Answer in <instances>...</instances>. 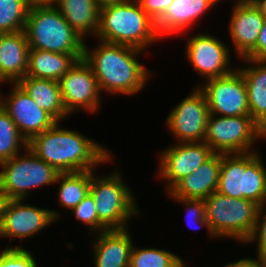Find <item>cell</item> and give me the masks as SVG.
Here are the masks:
<instances>
[{"instance_id":"cell-37","label":"cell","mask_w":266,"mask_h":267,"mask_svg":"<svg viewBox=\"0 0 266 267\" xmlns=\"http://www.w3.org/2000/svg\"><path fill=\"white\" fill-rule=\"evenodd\" d=\"M9 201V197L0 188V226L3 221L5 210Z\"/></svg>"},{"instance_id":"cell-32","label":"cell","mask_w":266,"mask_h":267,"mask_svg":"<svg viewBox=\"0 0 266 267\" xmlns=\"http://www.w3.org/2000/svg\"><path fill=\"white\" fill-rule=\"evenodd\" d=\"M174 199H176L180 203L187 206L186 207V213L188 216H190L189 219H191L195 225L198 224V226H200V227L206 226L210 237H212V236L214 237V235L210 231V227H209L208 221L206 219L204 199H192V198H174ZM187 223L190 225L189 221ZM194 224H192V226ZM194 229H196V228H194Z\"/></svg>"},{"instance_id":"cell-41","label":"cell","mask_w":266,"mask_h":267,"mask_svg":"<svg viewBox=\"0 0 266 267\" xmlns=\"http://www.w3.org/2000/svg\"><path fill=\"white\" fill-rule=\"evenodd\" d=\"M257 0H242V4H254Z\"/></svg>"},{"instance_id":"cell-23","label":"cell","mask_w":266,"mask_h":267,"mask_svg":"<svg viewBox=\"0 0 266 267\" xmlns=\"http://www.w3.org/2000/svg\"><path fill=\"white\" fill-rule=\"evenodd\" d=\"M17 83L57 122L69 116L63 103L59 81L24 76Z\"/></svg>"},{"instance_id":"cell-11","label":"cell","mask_w":266,"mask_h":267,"mask_svg":"<svg viewBox=\"0 0 266 267\" xmlns=\"http://www.w3.org/2000/svg\"><path fill=\"white\" fill-rule=\"evenodd\" d=\"M209 115L206 97L198 87L173 108L166 124L179 143L203 142Z\"/></svg>"},{"instance_id":"cell-12","label":"cell","mask_w":266,"mask_h":267,"mask_svg":"<svg viewBox=\"0 0 266 267\" xmlns=\"http://www.w3.org/2000/svg\"><path fill=\"white\" fill-rule=\"evenodd\" d=\"M60 91L67 113L84 109L89 113L98 110L101 93L91 67L82 58L60 78Z\"/></svg>"},{"instance_id":"cell-21","label":"cell","mask_w":266,"mask_h":267,"mask_svg":"<svg viewBox=\"0 0 266 267\" xmlns=\"http://www.w3.org/2000/svg\"><path fill=\"white\" fill-rule=\"evenodd\" d=\"M213 6L208 0H173L164 15L156 22L159 36L186 31Z\"/></svg>"},{"instance_id":"cell-6","label":"cell","mask_w":266,"mask_h":267,"mask_svg":"<svg viewBox=\"0 0 266 267\" xmlns=\"http://www.w3.org/2000/svg\"><path fill=\"white\" fill-rule=\"evenodd\" d=\"M205 214L214 237H230L246 243L251 236L259 205L248 199H236L213 192L204 199Z\"/></svg>"},{"instance_id":"cell-26","label":"cell","mask_w":266,"mask_h":267,"mask_svg":"<svg viewBox=\"0 0 266 267\" xmlns=\"http://www.w3.org/2000/svg\"><path fill=\"white\" fill-rule=\"evenodd\" d=\"M55 183L59 186V205L72 210L89 193L91 184V170L59 173Z\"/></svg>"},{"instance_id":"cell-27","label":"cell","mask_w":266,"mask_h":267,"mask_svg":"<svg viewBox=\"0 0 266 267\" xmlns=\"http://www.w3.org/2000/svg\"><path fill=\"white\" fill-rule=\"evenodd\" d=\"M27 144L16 124L0 105V163L20 154V146L26 149Z\"/></svg>"},{"instance_id":"cell-14","label":"cell","mask_w":266,"mask_h":267,"mask_svg":"<svg viewBox=\"0 0 266 267\" xmlns=\"http://www.w3.org/2000/svg\"><path fill=\"white\" fill-rule=\"evenodd\" d=\"M0 105L27 142L57 122L49 113L41 109L18 83H14L10 94L5 99L0 95Z\"/></svg>"},{"instance_id":"cell-24","label":"cell","mask_w":266,"mask_h":267,"mask_svg":"<svg viewBox=\"0 0 266 267\" xmlns=\"http://www.w3.org/2000/svg\"><path fill=\"white\" fill-rule=\"evenodd\" d=\"M242 60L255 66L238 70L246 84L250 116L266 132V61Z\"/></svg>"},{"instance_id":"cell-39","label":"cell","mask_w":266,"mask_h":267,"mask_svg":"<svg viewBox=\"0 0 266 267\" xmlns=\"http://www.w3.org/2000/svg\"><path fill=\"white\" fill-rule=\"evenodd\" d=\"M123 1L124 0H94V2L97 4L99 8H103L109 5H114Z\"/></svg>"},{"instance_id":"cell-20","label":"cell","mask_w":266,"mask_h":267,"mask_svg":"<svg viewBox=\"0 0 266 267\" xmlns=\"http://www.w3.org/2000/svg\"><path fill=\"white\" fill-rule=\"evenodd\" d=\"M29 43L24 30L0 34V81L17 83L28 68Z\"/></svg>"},{"instance_id":"cell-2","label":"cell","mask_w":266,"mask_h":267,"mask_svg":"<svg viewBox=\"0 0 266 267\" xmlns=\"http://www.w3.org/2000/svg\"><path fill=\"white\" fill-rule=\"evenodd\" d=\"M142 51L99 40L92 51L84 44L83 59L94 72L100 91L135 95L145 87L150 76L137 60Z\"/></svg>"},{"instance_id":"cell-15","label":"cell","mask_w":266,"mask_h":267,"mask_svg":"<svg viewBox=\"0 0 266 267\" xmlns=\"http://www.w3.org/2000/svg\"><path fill=\"white\" fill-rule=\"evenodd\" d=\"M186 58L206 80L231 73L229 49L218 37L205 33L187 40Z\"/></svg>"},{"instance_id":"cell-4","label":"cell","mask_w":266,"mask_h":267,"mask_svg":"<svg viewBox=\"0 0 266 267\" xmlns=\"http://www.w3.org/2000/svg\"><path fill=\"white\" fill-rule=\"evenodd\" d=\"M222 154L217 190L236 199L266 204V168L255 152Z\"/></svg>"},{"instance_id":"cell-25","label":"cell","mask_w":266,"mask_h":267,"mask_svg":"<svg viewBox=\"0 0 266 267\" xmlns=\"http://www.w3.org/2000/svg\"><path fill=\"white\" fill-rule=\"evenodd\" d=\"M55 7L83 39L89 33L96 36L100 8L94 0H60Z\"/></svg>"},{"instance_id":"cell-22","label":"cell","mask_w":266,"mask_h":267,"mask_svg":"<svg viewBox=\"0 0 266 267\" xmlns=\"http://www.w3.org/2000/svg\"><path fill=\"white\" fill-rule=\"evenodd\" d=\"M83 54H65L29 49L25 76L59 81Z\"/></svg>"},{"instance_id":"cell-40","label":"cell","mask_w":266,"mask_h":267,"mask_svg":"<svg viewBox=\"0 0 266 267\" xmlns=\"http://www.w3.org/2000/svg\"><path fill=\"white\" fill-rule=\"evenodd\" d=\"M254 5L259 10L261 15L266 19V0H257Z\"/></svg>"},{"instance_id":"cell-10","label":"cell","mask_w":266,"mask_h":267,"mask_svg":"<svg viewBox=\"0 0 266 267\" xmlns=\"http://www.w3.org/2000/svg\"><path fill=\"white\" fill-rule=\"evenodd\" d=\"M209 112L219 116H250L247 88L238 68L225 76L208 79L199 88Z\"/></svg>"},{"instance_id":"cell-19","label":"cell","mask_w":266,"mask_h":267,"mask_svg":"<svg viewBox=\"0 0 266 267\" xmlns=\"http://www.w3.org/2000/svg\"><path fill=\"white\" fill-rule=\"evenodd\" d=\"M128 229L99 232L93 242L95 267H129L133 248Z\"/></svg>"},{"instance_id":"cell-1","label":"cell","mask_w":266,"mask_h":267,"mask_svg":"<svg viewBox=\"0 0 266 267\" xmlns=\"http://www.w3.org/2000/svg\"><path fill=\"white\" fill-rule=\"evenodd\" d=\"M51 128L32 137L27 144L36 156L51 165L58 173H72L96 169V165L111 160V154L96 141L77 131Z\"/></svg>"},{"instance_id":"cell-33","label":"cell","mask_w":266,"mask_h":267,"mask_svg":"<svg viewBox=\"0 0 266 267\" xmlns=\"http://www.w3.org/2000/svg\"><path fill=\"white\" fill-rule=\"evenodd\" d=\"M264 207L265 205L259 207L254 230L246 243L253 242L256 239L258 241L256 244L258 247L256 256L266 260V213H263L266 209ZM261 218H263L262 221L260 220Z\"/></svg>"},{"instance_id":"cell-3","label":"cell","mask_w":266,"mask_h":267,"mask_svg":"<svg viewBox=\"0 0 266 267\" xmlns=\"http://www.w3.org/2000/svg\"><path fill=\"white\" fill-rule=\"evenodd\" d=\"M96 36L100 41L146 49L160 36L156 23L136 0L109 5L99 10Z\"/></svg>"},{"instance_id":"cell-29","label":"cell","mask_w":266,"mask_h":267,"mask_svg":"<svg viewBox=\"0 0 266 267\" xmlns=\"http://www.w3.org/2000/svg\"><path fill=\"white\" fill-rule=\"evenodd\" d=\"M181 257L164 249L132 248L129 267H177Z\"/></svg>"},{"instance_id":"cell-36","label":"cell","mask_w":266,"mask_h":267,"mask_svg":"<svg viewBox=\"0 0 266 267\" xmlns=\"http://www.w3.org/2000/svg\"><path fill=\"white\" fill-rule=\"evenodd\" d=\"M224 267H266V260L259 257L257 259L243 258L229 263Z\"/></svg>"},{"instance_id":"cell-8","label":"cell","mask_w":266,"mask_h":267,"mask_svg":"<svg viewBox=\"0 0 266 267\" xmlns=\"http://www.w3.org/2000/svg\"><path fill=\"white\" fill-rule=\"evenodd\" d=\"M24 152L0 163V188L10 200H25L30 189L55 184L59 174L28 147Z\"/></svg>"},{"instance_id":"cell-34","label":"cell","mask_w":266,"mask_h":267,"mask_svg":"<svg viewBox=\"0 0 266 267\" xmlns=\"http://www.w3.org/2000/svg\"><path fill=\"white\" fill-rule=\"evenodd\" d=\"M145 13L156 23L173 0H136Z\"/></svg>"},{"instance_id":"cell-43","label":"cell","mask_w":266,"mask_h":267,"mask_svg":"<svg viewBox=\"0 0 266 267\" xmlns=\"http://www.w3.org/2000/svg\"><path fill=\"white\" fill-rule=\"evenodd\" d=\"M185 266H186L185 263L183 262V260H181L177 267H185Z\"/></svg>"},{"instance_id":"cell-44","label":"cell","mask_w":266,"mask_h":267,"mask_svg":"<svg viewBox=\"0 0 266 267\" xmlns=\"http://www.w3.org/2000/svg\"><path fill=\"white\" fill-rule=\"evenodd\" d=\"M236 2H237V3H242V0H237Z\"/></svg>"},{"instance_id":"cell-17","label":"cell","mask_w":266,"mask_h":267,"mask_svg":"<svg viewBox=\"0 0 266 267\" xmlns=\"http://www.w3.org/2000/svg\"><path fill=\"white\" fill-rule=\"evenodd\" d=\"M229 25L230 37L241 59L255 47L265 18L254 4L235 2Z\"/></svg>"},{"instance_id":"cell-42","label":"cell","mask_w":266,"mask_h":267,"mask_svg":"<svg viewBox=\"0 0 266 267\" xmlns=\"http://www.w3.org/2000/svg\"><path fill=\"white\" fill-rule=\"evenodd\" d=\"M210 1L214 6L216 5V3L220 2V0H208Z\"/></svg>"},{"instance_id":"cell-9","label":"cell","mask_w":266,"mask_h":267,"mask_svg":"<svg viewBox=\"0 0 266 267\" xmlns=\"http://www.w3.org/2000/svg\"><path fill=\"white\" fill-rule=\"evenodd\" d=\"M259 137L265 138L266 132L251 116L210 114L204 142L214 153H247Z\"/></svg>"},{"instance_id":"cell-16","label":"cell","mask_w":266,"mask_h":267,"mask_svg":"<svg viewBox=\"0 0 266 267\" xmlns=\"http://www.w3.org/2000/svg\"><path fill=\"white\" fill-rule=\"evenodd\" d=\"M24 200H10L0 226V237L14 240L32 237L59 218L55 210L38 208L23 203Z\"/></svg>"},{"instance_id":"cell-30","label":"cell","mask_w":266,"mask_h":267,"mask_svg":"<svg viewBox=\"0 0 266 267\" xmlns=\"http://www.w3.org/2000/svg\"><path fill=\"white\" fill-rule=\"evenodd\" d=\"M74 216L82 223L90 226V231L95 233L108 230L99 220L96 211L95 200L89 192L84 199L71 210Z\"/></svg>"},{"instance_id":"cell-5","label":"cell","mask_w":266,"mask_h":267,"mask_svg":"<svg viewBox=\"0 0 266 267\" xmlns=\"http://www.w3.org/2000/svg\"><path fill=\"white\" fill-rule=\"evenodd\" d=\"M24 32L30 49L83 54L84 39L72 29L55 6L31 4Z\"/></svg>"},{"instance_id":"cell-7","label":"cell","mask_w":266,"mask_h":267,"mask_svg":"<svg viewBox=\"0 0 266 267\" xmlns=\"http://www.w3.org/2000/svg\"><path fill=\"white\" fill-rule=\"evenodd\" d=\"M91 170L89 192L92 194L98 220L108 229H126L128 220L140 211L132 193L121 175L114 171L110 175L96 177Z\"/></svg>"},{"instance_id":"cell-13","label":"cell","mask_w":266,"mask_h":267,"mask_svg":"<svg viewBox=\"0 0 266 267\" xmlns=\"http://www.w3.org/2000/svg\"><path fill=\"white\" fill-rule=\"evenodd\" d=\"M213 154L212 149L204 141L178 142L161 152L158 170L160 178L167 181V193Z\"/></svg>"},{"instance_id":"cell-38","label":"cell","mask_w":266,"mask_h":267,"mask_svg":"<svg viewBox=\"0 0 266 267\" xmlns=\"http://www.w3.org/2000/svg\"><path fill=\"white\" fill-rule=\"evenodd\" d=\"M32 5L55 6L60 0H29ZM54 4V5H53Z\"/></svg>"},{"instance_id":"cell-31","label":"cell","mask_w":266,"mask_h":267,"mask_svg":"<svg viewBox=\"0 0 266 267\" xmlns=\"http://www.w3.org/2000/svg\"><path fill=\"white\" fill-rule=\"evenodd\" d=\"M33 255L20 245L5 248L0 254V267H38Z\"/></svg>"},{"instance_id":"cell-28","label":"cell","mask_w":266,"mask_h":267,"mask_svg":"<svg viewBox=\"0 0 266 267\" xmlns=\"http://www.w3.org/2000/svg\"><path fill=\"white\" fill-rule=\"evenodd\" d=\"M30 6L29 0H0V33L24 30Z\"/></svg>"},{"instance_id":"cell-35","label":"cell","mask_w":266,"mask_h":267,"mask_svg":"<svg viewBox=\"0 0 266 267\" xmlns=\"http://www.w3.org/2000/svg\"><path fill=\"white\" fill-rule=\"evenodd\" d=\"M243 59L266 61V19L260 30L256 47Z\"/></svg>"},{"instance_id":"cell-18","label":"cell","mask_w":266,"mask_h":267,"mask_svg":"<svg viewBox=\"0 0 266 267\" xmlns=\"http://www.w3.org/2000/svg\"><path fill=\"white\" fill-rule=\"evenodd\" d=\"M221 153H214L194 172L180 180L169 192L172 198L205 199L217 190Z\"/></svg>"}]
</instances>
